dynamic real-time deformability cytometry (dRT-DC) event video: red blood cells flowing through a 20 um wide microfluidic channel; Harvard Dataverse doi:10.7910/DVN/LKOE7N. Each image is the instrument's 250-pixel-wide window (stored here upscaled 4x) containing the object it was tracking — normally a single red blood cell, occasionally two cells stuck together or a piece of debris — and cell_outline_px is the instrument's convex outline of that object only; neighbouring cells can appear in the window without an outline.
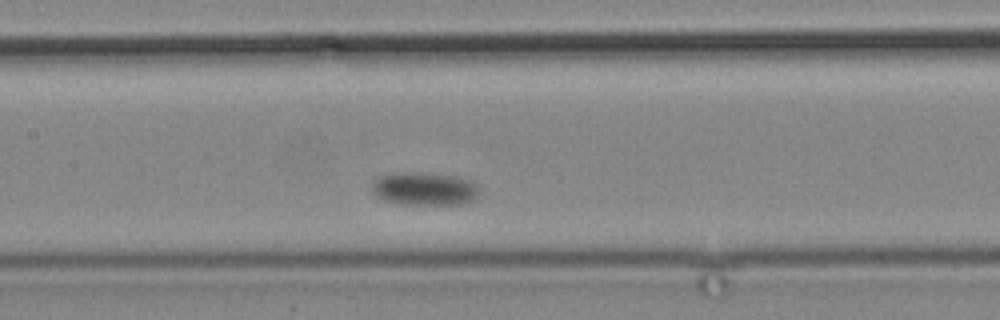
{"species": "common noctule bat (a hibernating species)", "species_latin": "Nyctalus noctula", "temperature_condition": "cold", "stored_images_in_passage": 14, "camera_frame_rate_fps": 3000, "um_per_image_px": 0.085, "animal": {"sex": "male", "body_mass_g": 19.2, "forearm_length_mm": 51.8}, "frame": {"image": 1, "passage_image": 14, "time_ms": 16.0, "image_size_px": [1000, 320], "cell_outline_px": [[476, 196], [472, 200], [464, 204], [400, 204], [384, 200], [376, 196], [372, 192], [372, 184], [380, 176], [392, 172], [412, 172], [448, 176], [468, 180], [476, 188]], "centroid_in_image_um": [35.97, 16.06], "position_along_channel_um": 171.4, "area_um2": 20.17}}